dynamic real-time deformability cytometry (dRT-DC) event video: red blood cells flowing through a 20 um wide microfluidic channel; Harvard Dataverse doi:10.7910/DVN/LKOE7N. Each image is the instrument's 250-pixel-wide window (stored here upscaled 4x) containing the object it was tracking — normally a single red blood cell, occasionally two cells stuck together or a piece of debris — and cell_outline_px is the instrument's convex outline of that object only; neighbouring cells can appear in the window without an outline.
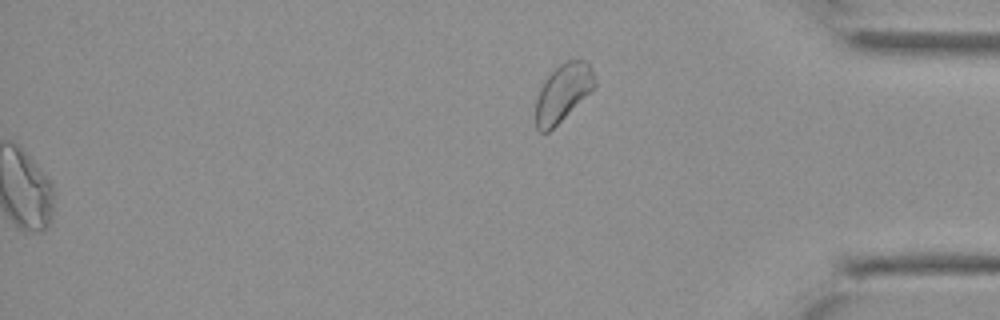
{"species": "Egyptian fruit bat (a non-hibernating species)", "species_latin": "Rousettus aegyptiacus", "temperature_condition": "cold", "stored_images_in_passage": 35, "segment_of_instrument_passage": [2, 2], "camera_frame_rate_fps": 3000, "um_per_image_px": 0.085, "animal": {"sex": "female"}, "frame": {"image": 1, "passage_image": 35, "time_ms": 11.333, "image_size_px": [1000, 320], "cell_outline_px": [[596, 84], [548, 132], [540, 132], [536, 128], [536, 100], [540, 88], [544, 80], [564, 60], [588, 60], [592, 68], [596, 80]], "centroid_in_image_um": [47.83, 7.83], "position_along_channel_um": 387.4, "area_um2": 19.19}}